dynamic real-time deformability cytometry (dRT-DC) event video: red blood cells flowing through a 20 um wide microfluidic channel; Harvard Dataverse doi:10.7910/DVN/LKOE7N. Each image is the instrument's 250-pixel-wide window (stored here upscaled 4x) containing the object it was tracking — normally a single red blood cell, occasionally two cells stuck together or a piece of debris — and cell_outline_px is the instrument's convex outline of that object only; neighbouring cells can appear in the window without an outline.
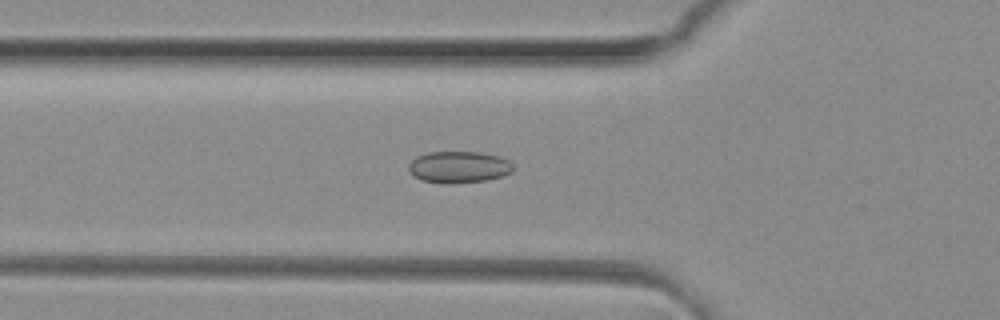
{"species": "common noctule bat (a hibernating species)", "species_latin": "Nyctalus noctula", "temperature_condition": "room temperature", "stored_images_in_passage": 44, "camera_frame_rate_fps": 3000, "um_per_image_px": 0.085, "animal": {"sex": "female", "body_mass_g": 29.2, "forearm_length_mm": 56.3}, "frame": {"image": 1, "passage_image": 12, "time_ms": 3.667, "image_size_px": [1000, 320], "cell_outline_px": [[516, 168], [512, 172], [488, 180], [448, 184], [444, 184], [420, 180], [412, 176], [408, 168], [408, 164], [416, 156], [428, 152], [480, 152], [500, 156], [512, 160]], "centroid_in_image_um": [39.02, 14.2], "position_along_channel_um": 86.8, "area_um2": 19.77}}
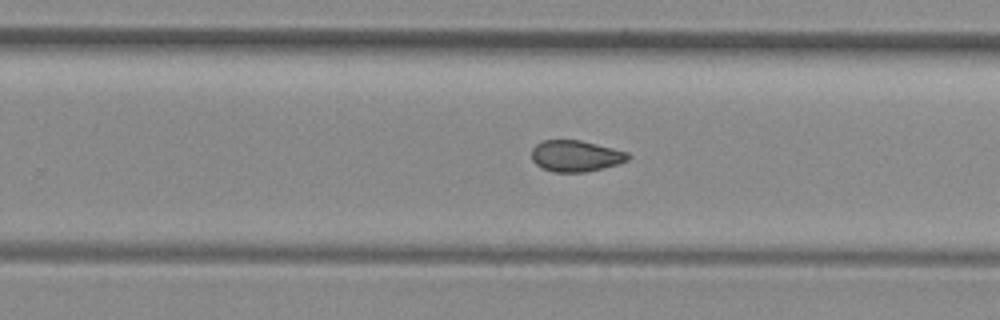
{"frame": {"image": 2, "passage_image": 26, "time_ms": 8.333, "image_size_px": [1000, 320], "cell_outline_px": [[628, 160], [604, 168], [584, 172], [552, 172], [536, 164], [532, 160], [532, 148], [536, 144], [544, 140], [580, 140], [628, 152]], "centroid_in_image_um": [48.91, 13.26], "position_along_channel_um": 280.9, "area_um2": 17.4}}
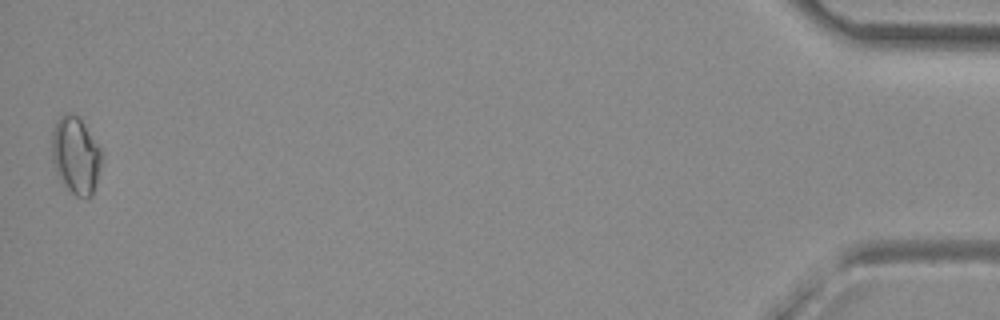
{"frame": {"image": 3, "passage_image": 44, "time_ms": 14.333, "image_size_px": [1000, 320], "cell_outline_px": [[100, 164], [92, 196], [84, 200], [76, 196], [60, 180], [52, 164], [52, 132], [56, 120], [60, 116], [68, 112], [76, 116], [84, 124], [100, 148]], "centroid_in_image_um": [6.4, 13.22], "position_along_channel_um": 428.8, "area_um2": 22.08}, "authors_computed_cell_mechanics": {"area_um2": 18.2648, "velocity_mm_per_s": 4.1571, "shape_relaxation_time_tau1_ms": null, "shape_relaxation_time_tau2_ms": 2.4546, "deformation_change_tau1": null, "deformation_change_tau2": 0.0695}}